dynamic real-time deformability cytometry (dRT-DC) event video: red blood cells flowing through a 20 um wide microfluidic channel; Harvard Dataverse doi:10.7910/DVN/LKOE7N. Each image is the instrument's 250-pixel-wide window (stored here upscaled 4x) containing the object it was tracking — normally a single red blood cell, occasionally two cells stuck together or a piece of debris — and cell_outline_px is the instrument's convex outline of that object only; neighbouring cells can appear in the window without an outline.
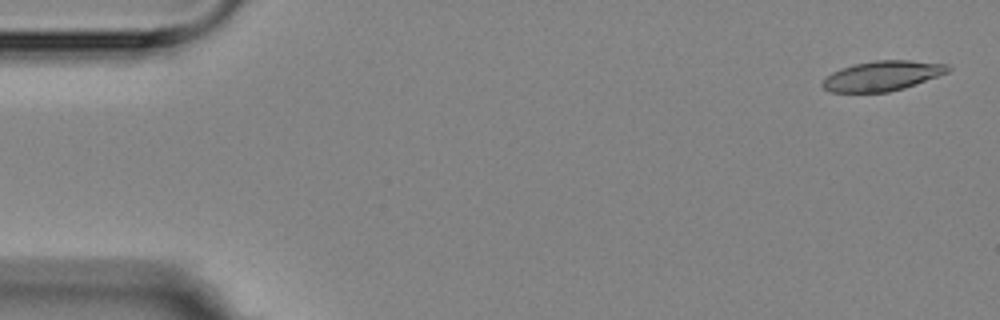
{"species": "Egyptian fruit bat (a non-hibernating species)", "species_latin": "Rousettus aegyptiacus", "temperature_condition": "room temperature", "stored_images_in_passage": 5, "camera_frame_rate_fps": 3000, "um_per_image_px": 0.085, "animal": {"sex": "female"}, "frame": {"image": 1, "passage_image": 1, "time_ms": 0.0, "image_size_px": [1000, 320], "cell_outline_px": [[952, 68], [948, 72], [916, 84], [904, 88], [888, 92], [828, 92], [820, 84], [832, 72], [840, 68], [856, 64], [876, 60], [908, 60], [948, 64]], "centroid_in_image_um": [75.0, 6.45], "position_along_channel_um": 10.0, "area_um2": 21.79}}
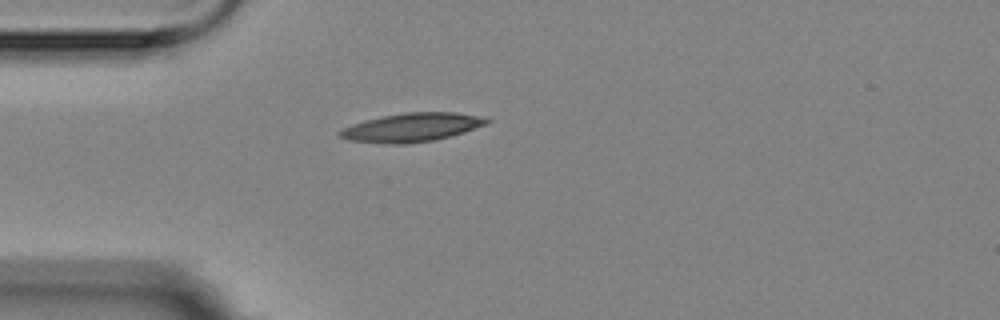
{"frame": {"image": 2, "passage_image": 5, "time_ms": 4.333, "image_size_px": [1000, 320], "cell_outline_px": [[492, 120], [488, 124], [464, 132], [436, 140], [404, 144], [384, 144], [348, 140], [340, 136], [336, 132], [352, 124], [364, 120], [404, 112], [456, 112], [476, 116]], "centroid_in_image_um": [34.99, 10.83], "position_along_channel_um": 50.0, "area_um2": 24.57}}